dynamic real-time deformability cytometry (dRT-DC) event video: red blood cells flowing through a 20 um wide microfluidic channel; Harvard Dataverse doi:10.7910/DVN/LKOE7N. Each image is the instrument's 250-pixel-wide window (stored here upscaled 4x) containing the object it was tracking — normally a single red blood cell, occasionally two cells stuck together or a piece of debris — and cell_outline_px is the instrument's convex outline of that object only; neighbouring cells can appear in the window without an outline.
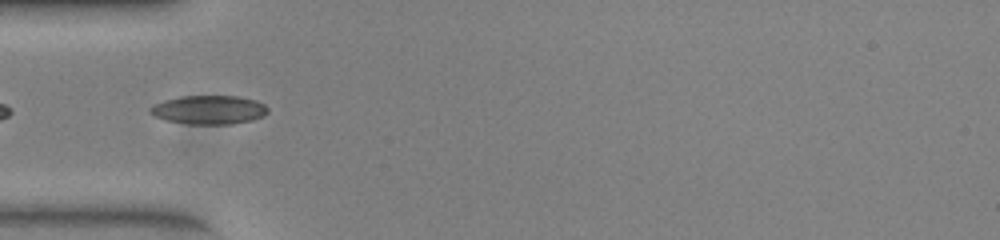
{"species": "common noctule bat (a hibernating species)", "species_latin": "Nyctalus noctula", "temperature_condition": "warm", "stored_images_in_passage": 41, "camera_frame_rate_fps": 3000, "um_per_image_px": 0.085, "animal": {"sex": "female", "body_mass_g": 23.0, "forearm_length_mm": 53.4}, "frame": {"image": 1, "passage_image": 6, "time_ms": 1.667, "image_size_px": [1000, 240], "cell_outline_px": [[268, 112], [264, 116], [252, 120], [232, 124], [188, 124], [164, 120], [148, 112], [148, 108], [152, 104], [164, 100], [180, 96], [236, 96], [256, 100], [264, 104], [268, 108]], "centroid_in_image_um": [17.74, 9.33], "position_along_channel_um": 67.3, "area_um2": 19.94}}
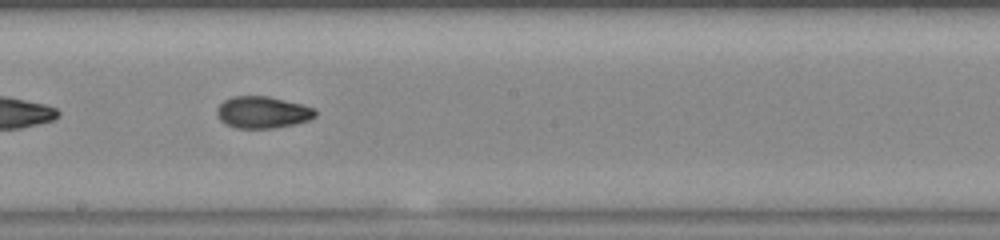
{"frame": {"image": 2, "passage_image": 18, "time_ms": 5.667, "image_size_px": [1000, 240], "cell_outline_px": [[316, 116], [308, 120], [292, 124], [272, 128], [236, 128], [220, 120], [216, 112], [216, 108], [224, 100], [232, 96], [268, 96], [316, 108]], "centroid_in_image_um": [22.3, 9.53], "position_along_channel_um": 225.9, "area_um2": 18.09}}
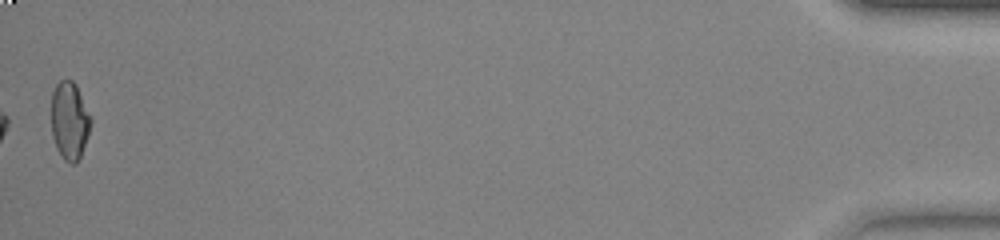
{"frame": {"image": 3, "passage_image": 41, "time_ms": 13.333, "image_size_px": [1000, 240], "cell_outline_px": [[92, 120], [80, 156], [76, 164], [72, 164], [64, 160], [56, 148], [52, 136], [52, 92], [56, 84], [60, 80], [72, 80], [76, 84], [92, 116]], "centroid_in_image_um": [5.91, 10.24], "position_along_channel_um": 429.3, "area_um2": 17.92}, "authors_computed_cell_mechanics": {"area_um2": 18.1492, "velocity_mm_per_s": 3.961, "shape_relaxation_time_tau1_ms": null, "shape_relaxation_time_tau2_ms": 1.1868, "deformation_change_tau1": null, "deformation_change_tau2": 0.0507}}